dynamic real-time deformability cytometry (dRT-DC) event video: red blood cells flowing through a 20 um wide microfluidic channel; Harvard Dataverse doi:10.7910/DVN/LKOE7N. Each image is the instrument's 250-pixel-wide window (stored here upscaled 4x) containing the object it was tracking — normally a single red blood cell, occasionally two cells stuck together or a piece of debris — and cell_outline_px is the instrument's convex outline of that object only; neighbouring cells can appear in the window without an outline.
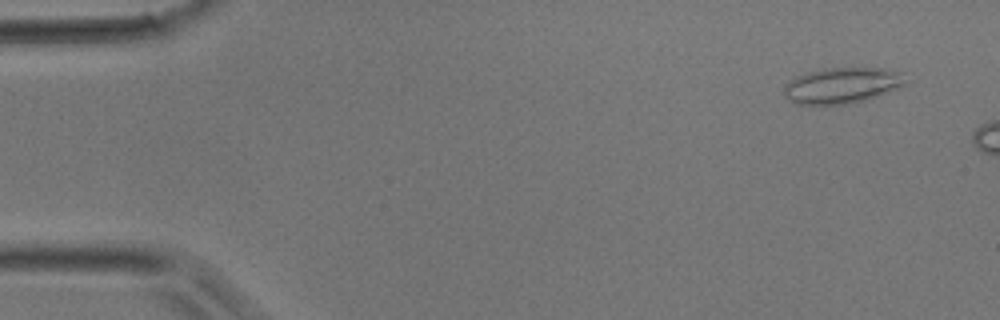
{"species": "common noctule bat (a hibernating species)", "species_latin": "Nyctalus noctula", "temperature_condition": "room temperature", "stored_images_in_passage": 2, "camera_frame_rate_fps": 3000, "um_per_image_px": 0.085, "animal": {"sex": "male", "body_mass_g": 17.9}, "frame": {"image": 1, "passage_image": 1, "time_ms": 0.0, "image_size_px": [1000, 320], "cell_outline_px": [[908, 84], [876, 96], [864, 100], [844, 104], [796, 104], [784, 96], [784, 84], [796, 76], [808, 72], [824, 68], [884, 68], [900, 72]], "centroid_in_image_um": [71.55, 7.25], "position_along_channel_um": 13.5, "area_um2": 25.26}}